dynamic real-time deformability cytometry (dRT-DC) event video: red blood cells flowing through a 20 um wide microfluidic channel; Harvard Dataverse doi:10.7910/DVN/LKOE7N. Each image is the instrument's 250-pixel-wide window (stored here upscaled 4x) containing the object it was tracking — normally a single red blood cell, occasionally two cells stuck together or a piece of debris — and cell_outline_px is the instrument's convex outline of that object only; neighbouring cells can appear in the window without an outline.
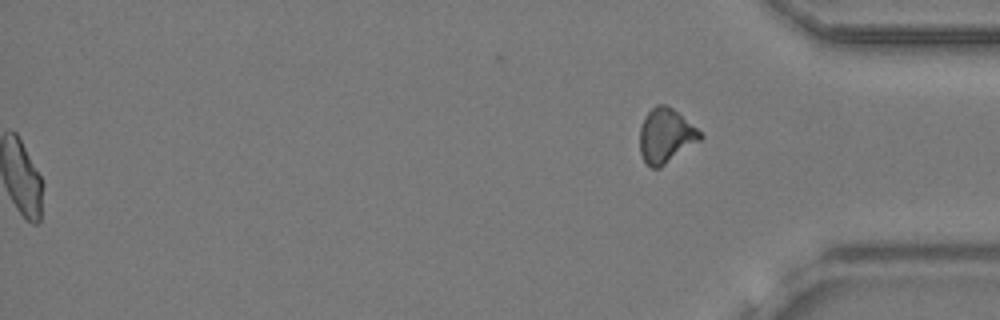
{"species": "common noctule bat (a hibernating species)", "species_latin": "Nyctalus noctula", "temperature_condition": "cold", "stored_images_in_passage": 15, "segment_of_instrument_passage": [2, 2], "camera_frame_rate_fps": 3000, "um_per_image_px": 0.085, "animal": {"sex": "female", "body_mass_g": 24.6, "forearm_length_mm": 56.2}, "frame": {"image": 1, "passage_image": 15, "time_ms": 4.667, "image_size_px": [1000, 320], "cell_outline_px": [[704, 136], [700, 140], [660, 168], [652, 168], [644, 160], [640, 152], [640, 128], [644, 116], [656, 104], [664, 104], [672, 108], [696, 128]], "centroid_in_image_um": [56.57, 11.54], "position_along_channel_um": 378.6, "area_um2": 18.9}}